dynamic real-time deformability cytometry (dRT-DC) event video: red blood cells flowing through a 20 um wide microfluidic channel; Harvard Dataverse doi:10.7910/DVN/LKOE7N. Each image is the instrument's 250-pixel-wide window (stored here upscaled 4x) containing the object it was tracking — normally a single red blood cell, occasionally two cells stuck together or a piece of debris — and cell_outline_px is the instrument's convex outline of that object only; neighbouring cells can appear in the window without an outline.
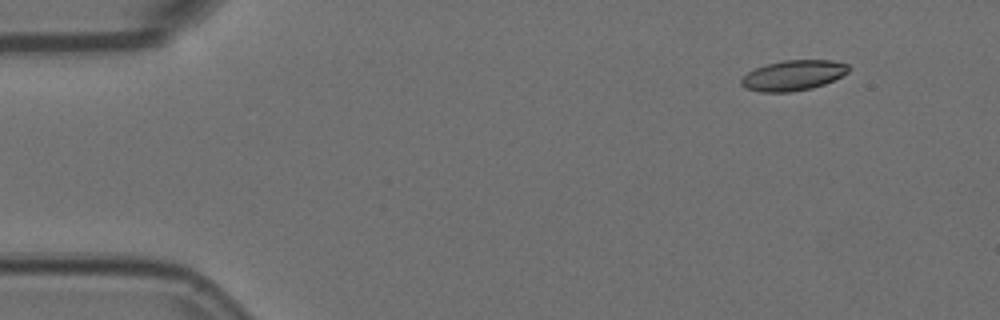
{"species": "Egyptian fruit bat (a non-hibernating species)", "species_latin": "Rousettus aegyptiacus", "temperature_condition": "room temperature", "stored_images_in_passage": 4, "camera_frame_rate_fps": 3000, "um_per_image_px": 0.085, "animal": {"sex": "female"}, "frame": {"image": 1, "passage_image": 1, "time_ms": 0.0, "image_size_px": [1000, 320], "cell_outline_px": [[848, 72], [824, 84], [812, 88], [788, 92], [760, 92], [744, 88], [740, 84], [740, 80], [748, 72], [756, 68], [768, 64], [784, 60], [832, 60], [848, 64]], "centroid_in_image_um": [67.39, 6.41], "position_along_channel_um": 17.6, "area_um2": 18.79}}
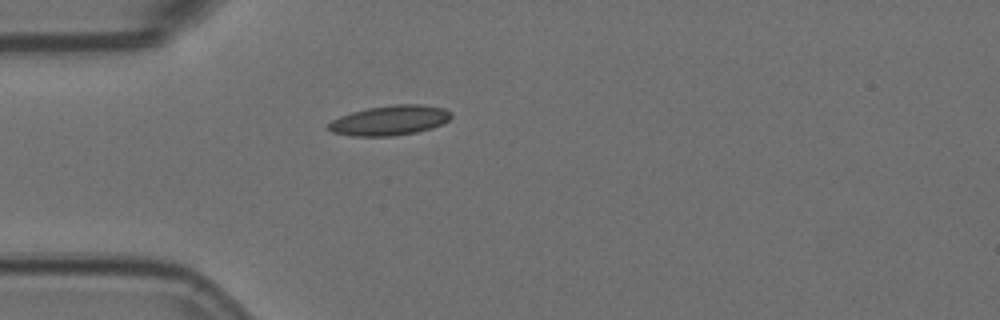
{"frame": {"image": 2, "passage_image": 4, "time_ms": 1.0, "image_size_px": [1000, 320], "cell_outline_px": [[452, 116], [448, 120], [432, 128], [416, 132], [392, 136], [352, 136], [332, 132], [328, 128], [328, 124], [332, 120], [340, 116], [352, 112], [368, 108], [396, 104], [420, 104], [444, 108], [452, 112]], "centroid_in_image_um": [33.14, 10.23], "position_along_channel_um": 51.9, "area_um2": 21.27}}